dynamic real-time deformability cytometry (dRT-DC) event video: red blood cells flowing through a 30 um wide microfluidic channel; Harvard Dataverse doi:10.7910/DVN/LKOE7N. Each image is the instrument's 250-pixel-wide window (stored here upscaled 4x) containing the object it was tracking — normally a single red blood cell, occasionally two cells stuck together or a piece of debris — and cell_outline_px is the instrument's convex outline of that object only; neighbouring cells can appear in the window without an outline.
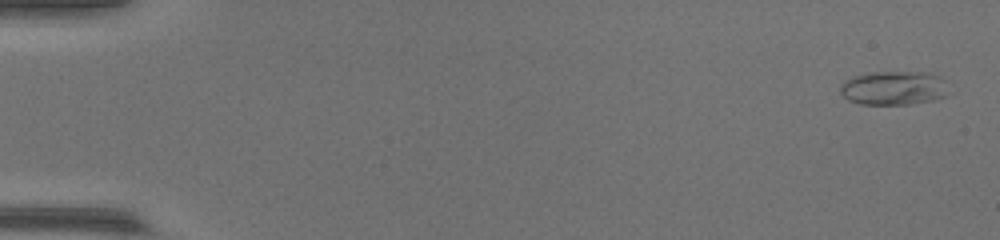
{"species": "common noctule bat (a hibernating species)", "species_latin": "Nyctalus noctula", "temperature_condition": "warm", "stored_images_in_passage": 54, "camera_frame_rate_fps": 3000, "um_per_image_px": 0.085, "animal": {"sex": "female", "body_mass_g": 17.0, "forearm_length_mm": 48.0}, "frame": {"image": 1, "passage_image": 2, "time_ms": 0.333, "image_size_px": [1000, 240], "cell_outline_px": [[948, 96], [932, 100], [912, 104], [860, 104], [848, 100], [840, 92], [840, 84], [844, 80], [852, 76], [872, 72], [932, 72], [940, 76], [944, 80]], "centroid_in_image_um": [75.96, 7.47], "position_along_channel_um": 9.0, "area_um2": 21.68}}
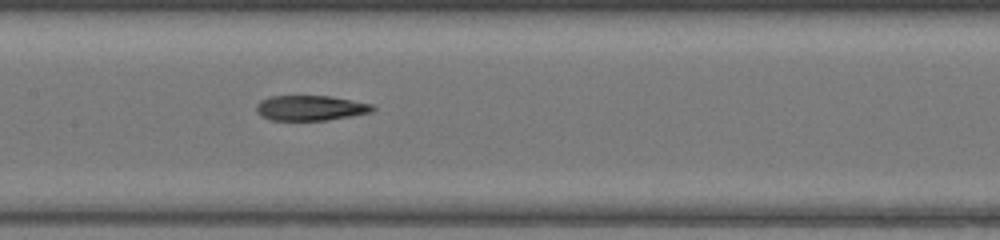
{"frame": {"image": 2, "passage_image": 28, "time_ms": 9.0, "image_size_px": [1000, 240], "cell_outline_px": [[376, 108], [372, 112], [352, 116], [328, 120], [272, 120], [260, 116], [256, 108], [256, 104], [260, 100], [268, 96], [332, 96], [372, 104]], "centroid_in_image_um": [26.39, 9.17], "position_along_channel_um": 181.0, "area_um2": 17.17}}
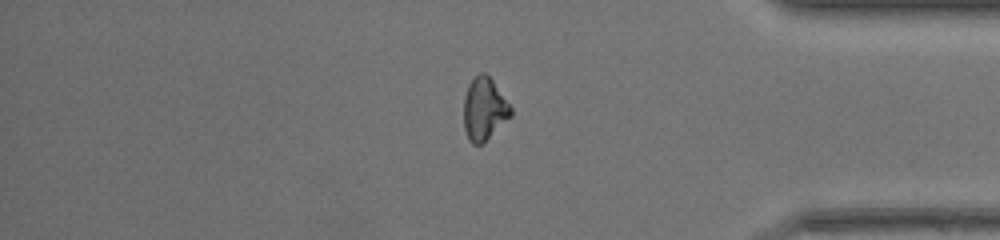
{"frame": {"image": 3, "passage_image": 46, "time_ms": 15.0, "image_size_px": [1000, 240], "cell_outline_px": [[512, 116], [480, 144], [472, 144], [468, 140], [464, 128], [464, 96], [468, 84], [480, 72], [484, 72], [492, 80], [512, 108]], "centroid_in_image_um": [41.14, 9.26], "position_along_channel_um": 394.1, "area_um2": 16.94}}